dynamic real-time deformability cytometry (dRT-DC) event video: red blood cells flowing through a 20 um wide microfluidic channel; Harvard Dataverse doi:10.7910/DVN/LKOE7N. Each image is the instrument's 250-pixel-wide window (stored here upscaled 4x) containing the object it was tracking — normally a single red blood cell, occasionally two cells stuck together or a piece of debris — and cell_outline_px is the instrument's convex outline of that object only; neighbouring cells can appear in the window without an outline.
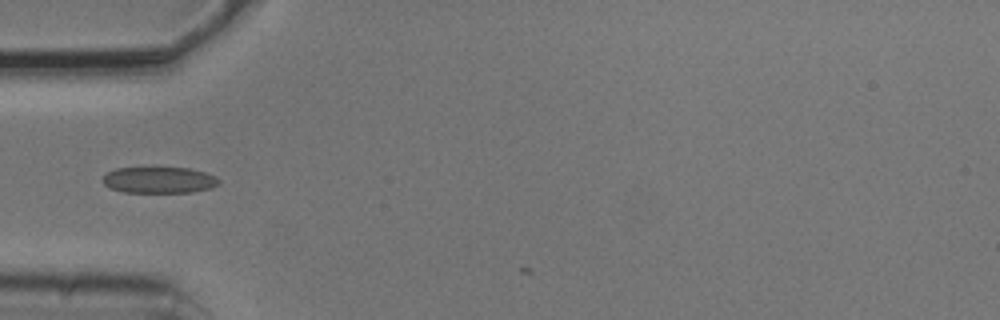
{"species": "common noctule bat (a hibernating species)", "species_latin": "Nyctalus noctula", "temperature_condition": "cold", "stored_images_in_passage": 5, "camera_frame_rate_fps": 3000, "um_per_image_px": 0.085, "animal": {"sex": "male", "body_mass_g": 20.5, "forearm_length_mm": 52.5}, "frame": {"image": 1, "passage_image": 5, "time_ms": 1.333, "image_size_px": [1000, 320], "cell_outline_px": [[220, 184], [212, 188], [192, 192], [124, 192], [112, 188], [104, 184], [100, 180], [108, 172], [116, 168], [188, 168], [204, 172], [216, 176], [220, 180]], "centroid_in_image_um": [13.55, 15.3], "position_along_channel_um": 71.4, "area_um2": 17.74}}